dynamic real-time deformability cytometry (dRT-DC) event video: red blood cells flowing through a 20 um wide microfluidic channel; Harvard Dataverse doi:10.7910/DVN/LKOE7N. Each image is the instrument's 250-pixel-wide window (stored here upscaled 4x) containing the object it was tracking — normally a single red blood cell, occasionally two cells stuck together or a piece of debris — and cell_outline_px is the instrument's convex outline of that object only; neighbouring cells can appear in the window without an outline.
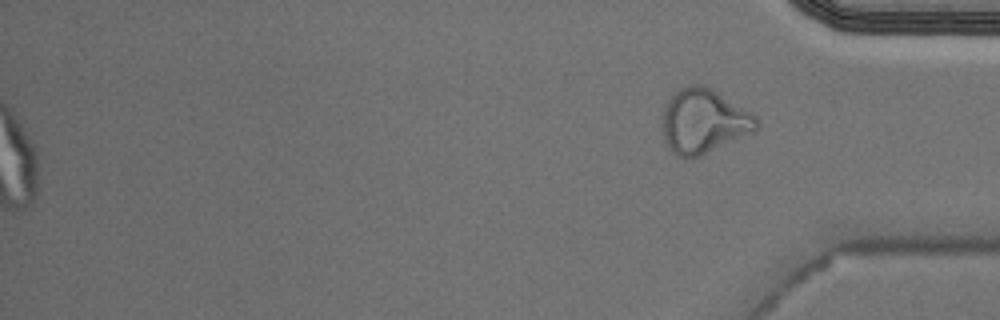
{"species": "Egyptian fruit bat (a non-hibernating species)", "species_latin": "Rousettus aegyptiacus", "temperature_condition": "cold", "stored_images_in_passage": 41, "camera_frame_rate_fps": 3000, "um_per_image_px": 0.085, "animal": {"sex": "male"}, "frame": {"image": 1, "passage_image": 41, "time_ms": 13.333, "image_size_px": [1000, 320], "cell_outline_px": [[760, 124], [756, 132], [700, 156], [680, 156], [672, 152], [668, 148], [664, 140], [660, 124], [668, 100], [680, 88], [688, 84], [704, 84], [712, 88], [752, 112], [756, 116]], "centroid_in_image_um": [59.84, 10.29], "position_along_channel_um": 375.4, "area_um2": 35.78}, "authors_computed_cell_mechanics": {"area_um2": 24.276, "velocity_mm_per_s": 3.6633, "shape_relaxation_time_tau1_ms": null, "shape_relaxation_time_tau2_ms": 1.7369, "deformation_change_tau1": null, "deformation_change_tau2": 0.0694}}